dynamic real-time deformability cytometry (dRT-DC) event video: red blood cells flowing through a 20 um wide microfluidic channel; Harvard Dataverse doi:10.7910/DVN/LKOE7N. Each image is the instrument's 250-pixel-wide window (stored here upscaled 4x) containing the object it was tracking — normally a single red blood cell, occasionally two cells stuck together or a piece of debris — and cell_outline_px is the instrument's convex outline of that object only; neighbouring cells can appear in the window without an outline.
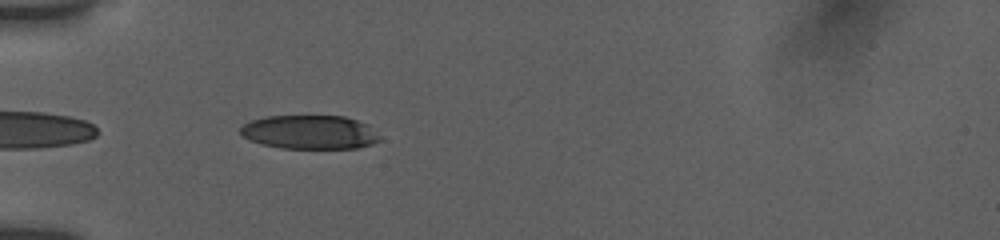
{"species": "human", "species_latin": "Homo sapiens", "temperature_condition": "room temperature", "stored_images_in_passage": 52, "camera_frame_rate_fps": 3000, "um_per_image_px": 0.085, "donor": {"sex": "female"}, "frame": {"image": 1, "passage_image": 2, "time_ms": 0.333, "image_size_px": [1000, 240], "cell_outline_px": [[384, 140], [372, 144], [356, 148], [280, 148], [260, 144], [248, 140], [240, 132], [240, 128], [244, 124], [252, 120], [264, 116], [344, 116], [368, 124]], "centroid_in_image_um": [26.34, 11.24], "position_along_channel_um": 58.7, "area_um2": 27.69}}
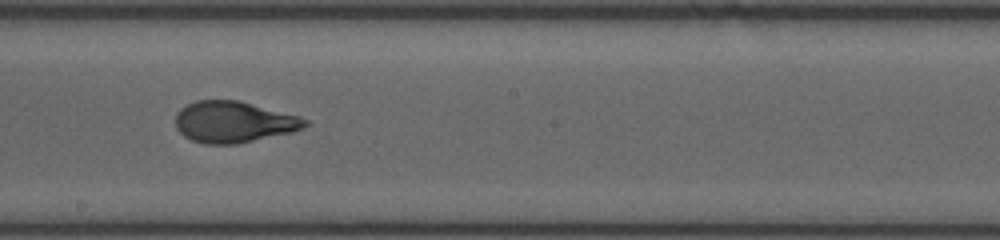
{"frame": {"image": 2, "passage_image": 21, "time_ms": 5.0, "image_size_px": [1000, 240], "cell_outline_px": [[308, 124], [304, 128], [292, 132], [236, 144], [204, 144], [192, 140], [184, 136], [176, 128], [176, 112], [180, 108], [196, 100], [240, 100], [300, 116], [308, 120]], "centroid_in_image_um": [19.87, 10.36], "position_along_channel_um": 228.3, "area_um2": 31.33}}
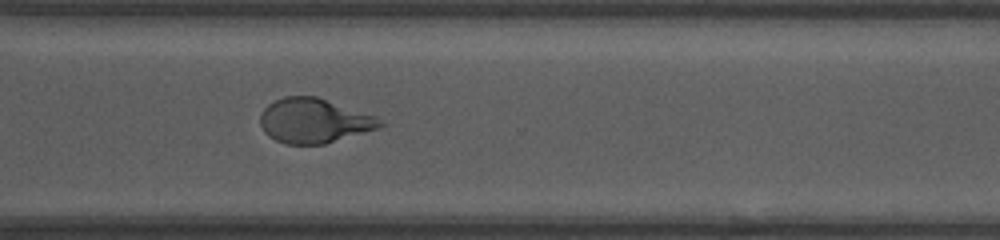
{"frame": {"image": 3, "passage_image": 34, "time_ms": 8.0, "image_size_px": [1000, 240], "cell_outline_px": [[388, 124], [380, 128], [324, 144], [284, 144], [268, 136], [264, 132], [260, 124], [260, 112], [268, 104], [284, 96], [316, 96], [376, 116]], "centroid_in_image_um": [26.7, 10.26], "position_along_channel_um": 343.9, "area_um2": 31.33}, "authors_computed_cell_mechanics": {"area_um2": 31.4721, "velocity_mm_per_s": 3.8647, "shape_relaxation_time_tau1_ms": 5.36, "shape_relaxation_time_tau2_ms": 0.7842, "deformation_change_tau1": 0.1949, "deformation_change_tau2": 0.0701}}